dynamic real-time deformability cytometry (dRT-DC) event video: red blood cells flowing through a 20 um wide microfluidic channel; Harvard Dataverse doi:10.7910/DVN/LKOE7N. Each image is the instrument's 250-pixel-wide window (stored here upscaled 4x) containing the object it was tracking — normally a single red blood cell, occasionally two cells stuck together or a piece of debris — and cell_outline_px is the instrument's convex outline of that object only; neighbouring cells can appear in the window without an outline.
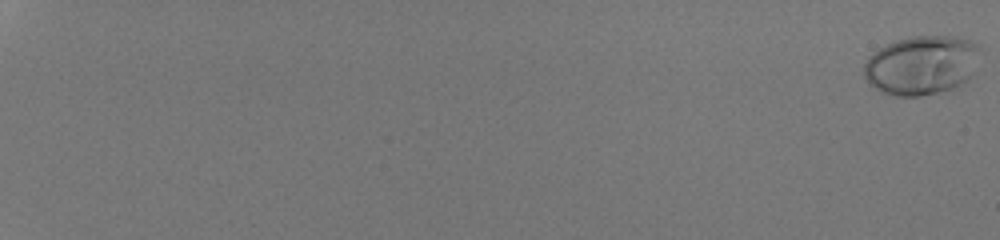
{"species": "human", "species_latin": "Homo sapiens", "temperature_condition": "room temperature", "stored_images_in_passage": 54, "camera_frame_rate_fps": 3000, "um_per_image_px": 0.085, "donor": {"sex": "male"}, "frame": {"image": 1, "passage_image": 1, "time_ms": 0.0, "image_size_px": [1000, 240], "cell_outline_px": [[980, 48], [972, 72], [968, 80], [952, 88], [920, 96], [896, 96], [880, 92], [868, 84], [864, 76], [864, 64], [868, 56], [872, 52], [896, 40], [912, 36], [948, 36], [968, 40], [976, 44]], "centroid_in_image_um": [78.27, 5.54], "position_along_channel_um": 6.7, "area_um2": 39.82}}
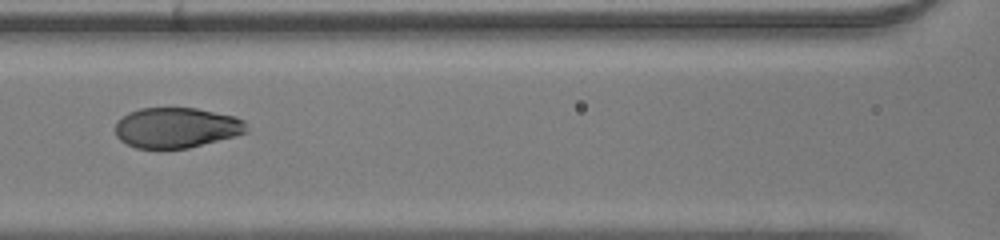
{"frame": {"image": 2, "passage_image": 31, "time_ms": 10.0, "image_size_px": [1000, 240], "cell_outline_px": [[248, 132], [236, 136], [188, 148], [136, 148], [120, 140], [116, 136], [116, 120], [128, 112], [140, 108], [196, 108], [236, 116], [244, 120]], "centroid_in_image_um": [15.0, 10.84], "position_along_channel_um": 151.6, "area_um2": 30.98}}
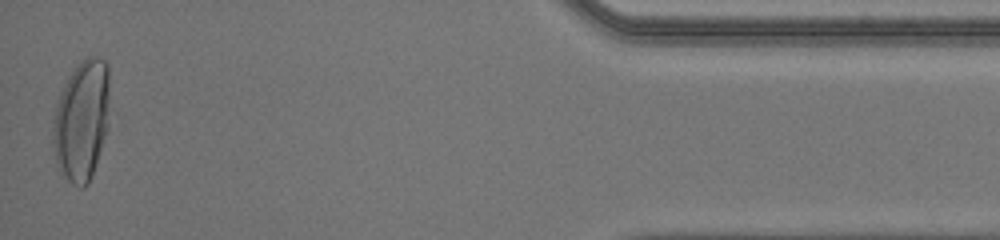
{"frame": {"image": 3, "passage_image": 54, "time_ms": 17.667, "image_size_px": [1000, 240], "cell_outline_px": [[108, 128], [92, 176], [88, 184], [84, 188], [80, 188], [72, 184], [68, 180], [60, 168], [56, 160], [52, 140], [56, 100], [68, 76], [76, 64], [80, 60], [88, 56], [100, 56], [108, 64]], "centroid_in_image_um": [6.94, 10.19], "position_along_channel_um": 428.3, "area_um2": 40.11}, "authors_computed_cell_mechanics": {"area_um2": 32.946, "velocity_mm_per_s": 4.3242, "shape_relaxation_time_tau1_ms": 5.183, "shape_relaxation_time_tau2_ms": null, "deformation_change_tau1": 0.2522, "deformation_change_tau2": null}}